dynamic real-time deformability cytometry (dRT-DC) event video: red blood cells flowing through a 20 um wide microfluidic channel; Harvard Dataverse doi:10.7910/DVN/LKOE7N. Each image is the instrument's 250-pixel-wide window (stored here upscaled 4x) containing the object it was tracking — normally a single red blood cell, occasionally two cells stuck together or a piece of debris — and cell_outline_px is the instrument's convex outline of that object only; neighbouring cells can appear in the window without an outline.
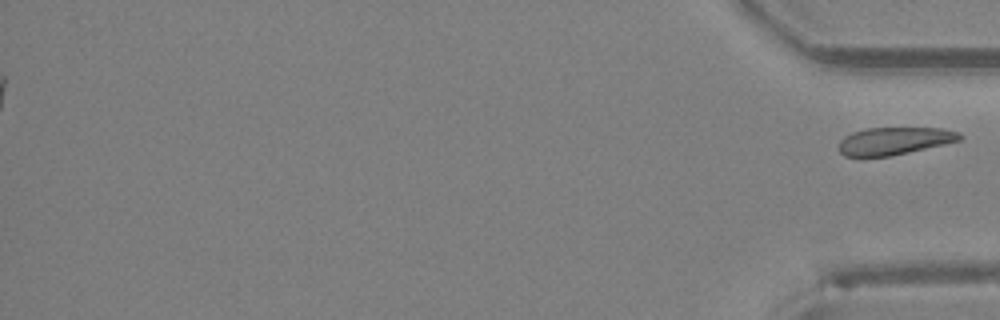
{"species": "Egyptian fruit bat (a non-hibernating species)", "species_latin": "Rousettus aegyptiacus", "temperature_condition": "room temperature", "stored_images_in_passage": 31, "segment_of_instrument_passage": [2, 2], "camera_frame_rate_fps": 3000, "um_per_image_px": 0.085, "animal": {"sex": "female"}, "frame": {"image": 1, "passage_image": 31, "time_ms": 10.0, "image_size_px": [1000, 320], "cell_outline_px": [[964, 136], [960, 140], [944, 144], [908, 152], [888, 156], [844, 156], [840, 152], [840, 140], [844, 136], [852, 132], [868, 128], [944, 128], [960, 132]], "centroid_in_image_um": [76.05, 11.96], "position_along_channel_um": 359.2, "area_um2": 19.25}}